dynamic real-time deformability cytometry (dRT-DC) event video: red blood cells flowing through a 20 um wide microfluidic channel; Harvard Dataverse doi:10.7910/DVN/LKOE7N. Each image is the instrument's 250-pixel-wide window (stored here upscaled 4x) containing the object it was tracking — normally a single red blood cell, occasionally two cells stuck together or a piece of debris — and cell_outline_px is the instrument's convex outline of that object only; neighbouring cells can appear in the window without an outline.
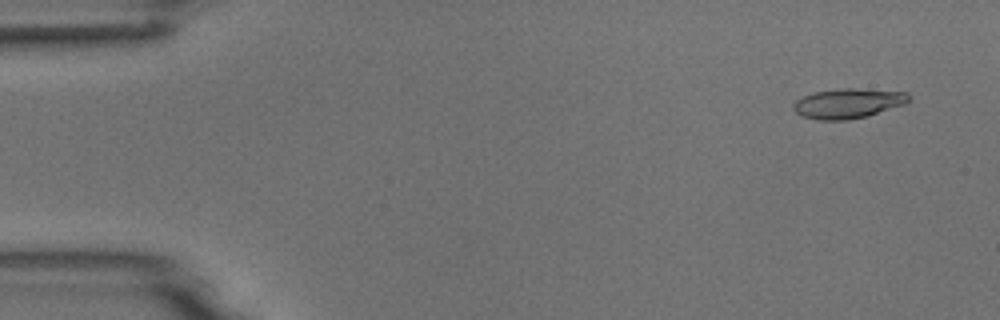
{"species": "common noctule bat (a hibernating species)", "species_latin": "Nyctalus noctula", "temperature_condition": "room temperature", "stored_images_in_passage": 7, "camera_frame_rate_fps": 3000, "um_per_image_px": 0.085, "animal": {"sex": "male", "body_mass_g": 18.8}, "frame": {"image": 1, "passage_image": 1, "time_ms": 0.0, "image_size_px": [1000, 320], "cell_outline_px": [[908, 100], [904, 104], [868, 116], [848, 120], [820, 120], [804, 116], [796, 112], [792, 108], [792, 104], [796, 100], [812, 92], [840, 88], [856, 88], [908, 92]], "centroid_in_image_um": [72.06, 8.78], "position_along_channel_um": 12.9, "area_um2": 20.06}}
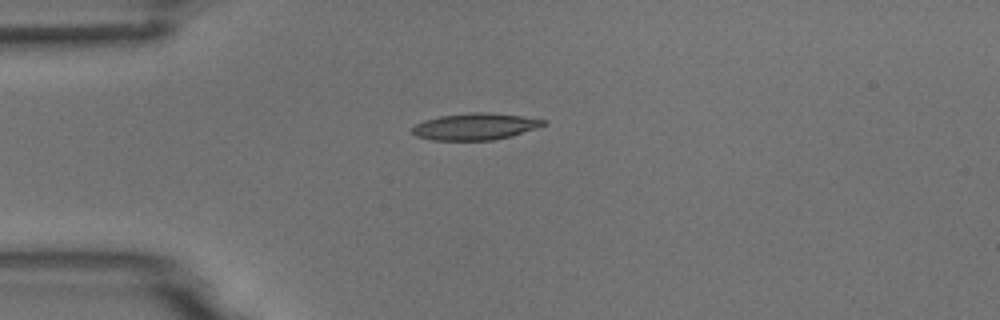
{"frame": {"image": 2, "passage_image": 4, "time_ms": 3.333, "image_size_px": [1000, 320], "cell_outline_px": [[548, 124], [512, 136], [492, 140], [432, 140], [416, 136], [412, 132], [412, 128], [416, 124], [424, 120], [440, 116], [472, 112], [488, 112], [524, 116], [548, 120]], "centroid_in_image_um": [40.43, 10.75], "position_along_channel_um": 44.6, "area_um2": 20.52}}